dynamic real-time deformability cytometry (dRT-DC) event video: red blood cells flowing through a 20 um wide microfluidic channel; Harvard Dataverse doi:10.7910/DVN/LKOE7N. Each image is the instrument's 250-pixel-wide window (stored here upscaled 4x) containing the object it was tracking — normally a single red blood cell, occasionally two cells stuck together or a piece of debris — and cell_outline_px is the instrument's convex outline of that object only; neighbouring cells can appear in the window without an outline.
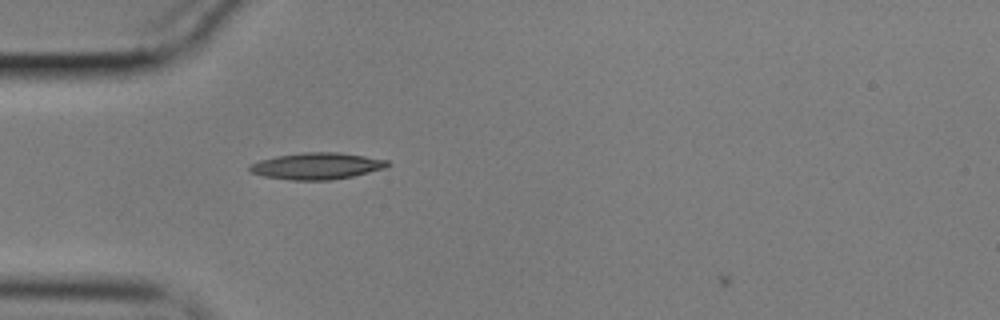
{"species": "common noctule bat (a hibernating species)", "species_latin": "Nyctalus noctula", "temperature_condition": "cold", "stored_images_in_passage": 5, "camera_frame_rate_fps": 3000, "um_per_image_px": 0.085, "animal": {"sex": "male", "body_mass_g": 17.9}, "frame": {"image": 1, "passage_image": 4, "time_ms": 1.0, "image_size_px": [1000, 320], "cell_outline_px": [[388, 164], [384, 168], [352, 176], [328, 180], [292, 180], [264, 176], [252, 172], [248, 168], [252, 164], [260, 160], [276, 156], [304, 152], [340, 152], [388, 160]], "centroid_in_image_um": [26.92, 14.1], "position_along_channel_um": 58.1, "area_um2": 21.04}}